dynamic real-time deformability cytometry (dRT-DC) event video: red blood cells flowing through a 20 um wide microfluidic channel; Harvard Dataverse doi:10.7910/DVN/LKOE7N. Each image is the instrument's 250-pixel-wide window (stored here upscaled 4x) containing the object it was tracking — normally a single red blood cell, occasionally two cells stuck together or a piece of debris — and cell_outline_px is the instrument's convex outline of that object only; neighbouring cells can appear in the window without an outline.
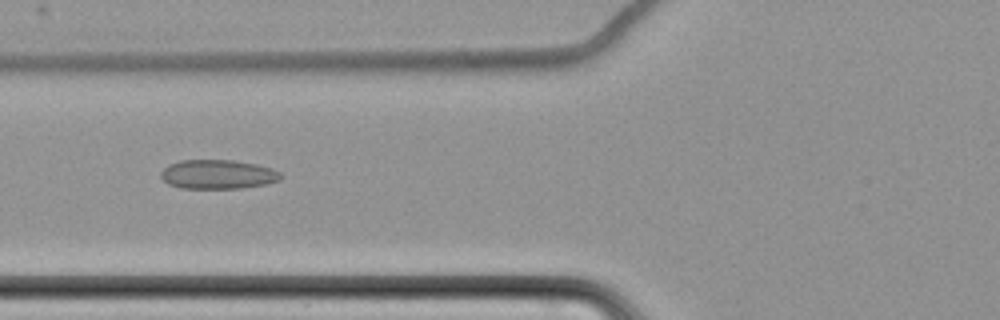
{"species": "common noctule bat (a hibernating species)", "species_latin": "Nyctalus noctula", "temperature_condition": "cold", "stored_images_in_passage": 7, "camera_frame_rate_fps": 3000, "um_per_image_px": 0.085, "animal": {"sex": "female", "body_mass_g": 22.7, "forearm_length_mm": 54.2}, "frame": {"image": 1, "passage_image": 7, "time_ms": 8.333, "image_size_px": [1000, 320], "cell_outline_px": [[284, 176], [280, 180], [264, 184], [240, 188], [180, 188], [168, 184], [160, 176], [160, 172], [168, 164], [180, 160], [232, 160], [256, 164], [272, 168], [280, 172]], "centroid_in_image_um": [18.51, 14.81], "position_along_channel_um": 107.3, "area_um2": 20.46}}